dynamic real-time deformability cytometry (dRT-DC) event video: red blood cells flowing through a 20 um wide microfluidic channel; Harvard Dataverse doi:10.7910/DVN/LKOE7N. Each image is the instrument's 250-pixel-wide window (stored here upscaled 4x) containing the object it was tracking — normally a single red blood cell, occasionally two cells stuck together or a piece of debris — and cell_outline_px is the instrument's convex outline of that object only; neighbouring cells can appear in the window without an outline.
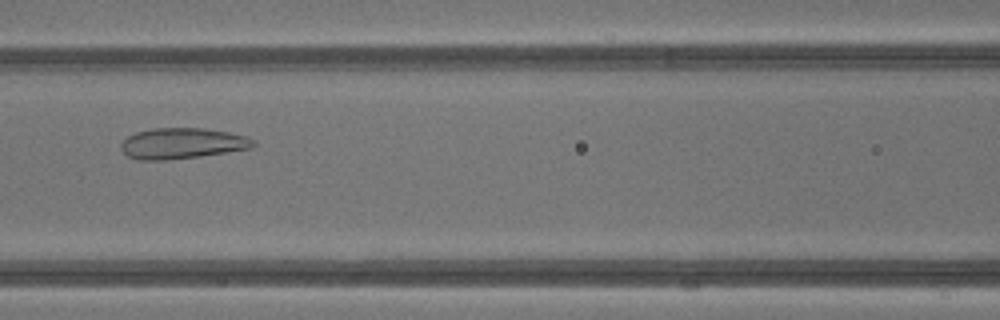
{"species": "common noctule bat (a hibernating species)", "species_latin": "Nyctalus noctula", "temperature_condition": "warm", "stored_images_in_passage": 39, "camera_frame_rate_fps": 3000, "um_per_image_px": 0.085, "animal": {"sex": "male", "body_mass_g": 13.3}, "frame": {"image": 1, "passage_image": 16, "time_ms": 5.0, "image_size_px": [1000, 320], "cell_outline_px": [[256, 144], [252, 148], [200, 156], [164, 160], [140, 160], [128, 156], [120, 148], [120, 144], [128, 136], [136, 132], [152, 128], [204, 128], [228, 132], [248, 136], [256, 140]], "centroid_in_image_um": [15.51, 12.18], "position_along_channel_um": 151.1, "area_um2": 23.81}}
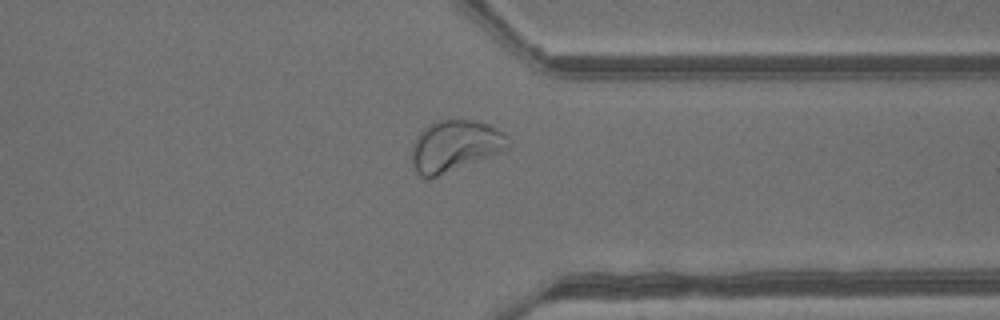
{"frame": {"image": 2, "passage_image": 30, "time_ms": 9.667, "image_size_px": [1000, 320], "cell_outline_px": [[512, 144], [508, 148], [432, 180], [424, 180], [416, 172], [412, 164], [412, 144], [416, 136], [428, 124], [440, 120], [472, 120], [488, 124], [504, 132], [508, 136]], "centroid_in_image_um": [38.64, 12.43], "position_along_channel_um": 372.8, "area_um2": 29.25}}
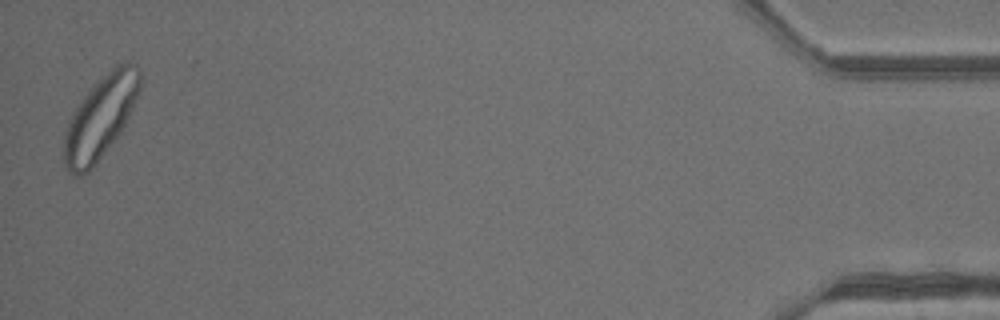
{"frame": {"image": 3, "passage_image": 39, "time_ms": 12.667, "image_size_px": [1000, 320], "cell_outline_px": [[140, 88], [128, 116], [120, 132], [96, 164], [88, 172], [80, 176], [72, 176], [68, 172], [64, 164], [64, 132], [68, 120], [72, 112], [92, 84], [116, 64], [128, 60], [136, 64], [140, 68]], "centroid_in_image_um": [8.5, 9.96], "position_along_channel_um": 426.7, "area_um2": 36.65}}